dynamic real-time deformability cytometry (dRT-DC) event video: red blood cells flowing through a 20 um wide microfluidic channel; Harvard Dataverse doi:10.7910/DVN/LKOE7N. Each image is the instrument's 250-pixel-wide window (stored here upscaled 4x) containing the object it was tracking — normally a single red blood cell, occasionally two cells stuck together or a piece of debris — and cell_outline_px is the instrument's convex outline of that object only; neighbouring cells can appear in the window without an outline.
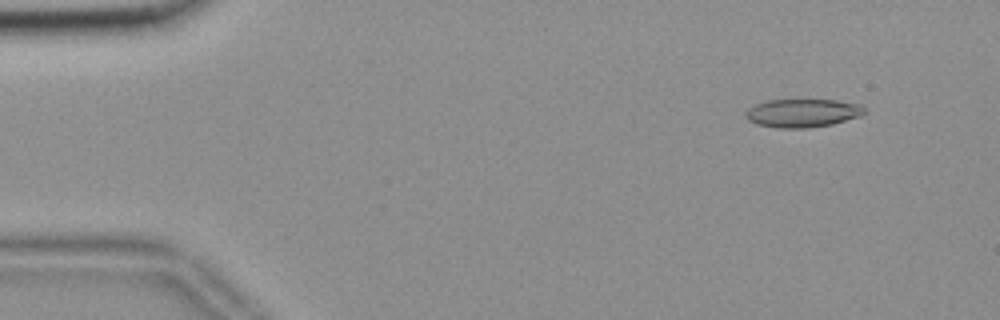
{"species": "common noctule bat (a hibernating species)", "species_latin": "Nyctalus noctula", "temperature_condition": "room temperature", "stored_images_in_passage": 25, "camera_frame_rate_fps": 3000, "um_per_image_px": 0.085, "animal": {"sex": "female", "body_mass_g": 18.4}, "frame": {"image": 1, "passage_image": 5, "time_ms": 1.333, "image_size_px": [1000, 320], "cell_outline_px": [[864, 112], [860, 116], [832, 124], [808, 128], [776, 128], [756, 124], [748, 120], [744, 116], [744, 112], [748, 108], [764, 100], [836, 100], [860, 104], [864, 108]], "centroid_in_image_um": [68.16, 9.61], "position_along_channel_um": 16.8, "area_um2": 19.71}}
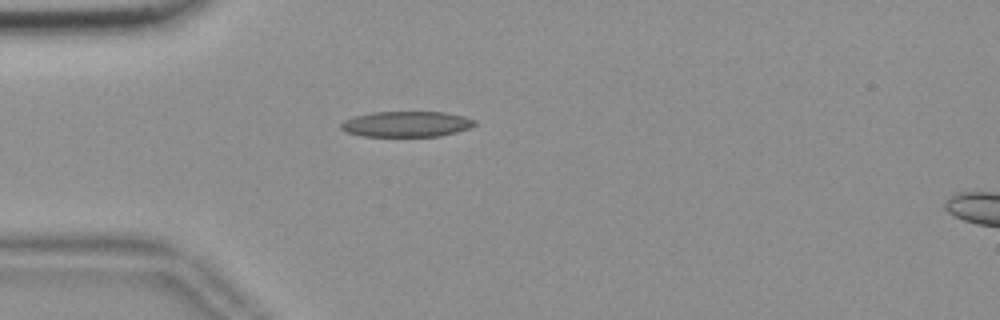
{"frame": {"image": 2, "passage_image": 15, "time_ms": 4.667, "image_size_px": [1000, 320], "cell_outline_px": [[476, 124], [468, 128], [456, 132], [440, 136], [360, 136], [344, 132], [340, 128], [340, 124], [344, 120], [352, 116], [372, 112], [444, 112], [464, 116], [476, 120]], "centroid_in_image_um": [34.5, 10.54], "position_along_channel_um": 50.5, "area_um2": 20.11}}